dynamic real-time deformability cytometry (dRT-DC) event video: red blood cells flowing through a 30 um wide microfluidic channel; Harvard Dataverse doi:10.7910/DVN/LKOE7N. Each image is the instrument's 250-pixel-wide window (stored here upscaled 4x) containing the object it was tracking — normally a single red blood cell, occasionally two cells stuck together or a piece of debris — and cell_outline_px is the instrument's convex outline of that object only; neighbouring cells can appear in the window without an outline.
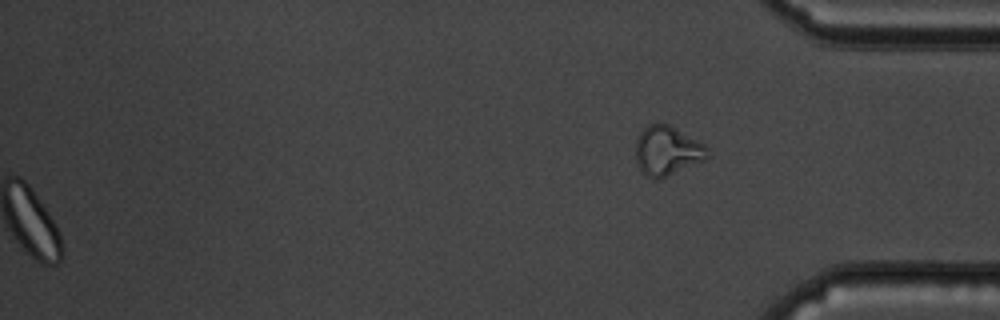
{"species": "common noctule bat (a hibernating species)", "species_latin": "Nyctalus noctula", "temperature_condition": "cold", "stored_images_in_passage": 52, "segment_of_instrument_passage": [2, 2], "camera_frame_rate_fps": 3000, "um_per_image_px": 0.085, "animal": {"sex": "male", "body_mass_g": 19.5, "forearm_length_mm": 54.6}, "frame": {"image": 1, "passage_image": 52, "time_ms": 17.0, "image_size_px": [1000, 320], "cell_outline_px": [[712, 156], [708, 160], [660, 180], [652, 180], [640, 172], [636, 164], [636, 140], [640, 132], [648, 124], [668, 124], [676, 128], [704, 144], [712, 152]], "centroid_in_image_um": [56.75, 12.88], "position_along_channel_um": 378.5, "area_um2": 21.44}}